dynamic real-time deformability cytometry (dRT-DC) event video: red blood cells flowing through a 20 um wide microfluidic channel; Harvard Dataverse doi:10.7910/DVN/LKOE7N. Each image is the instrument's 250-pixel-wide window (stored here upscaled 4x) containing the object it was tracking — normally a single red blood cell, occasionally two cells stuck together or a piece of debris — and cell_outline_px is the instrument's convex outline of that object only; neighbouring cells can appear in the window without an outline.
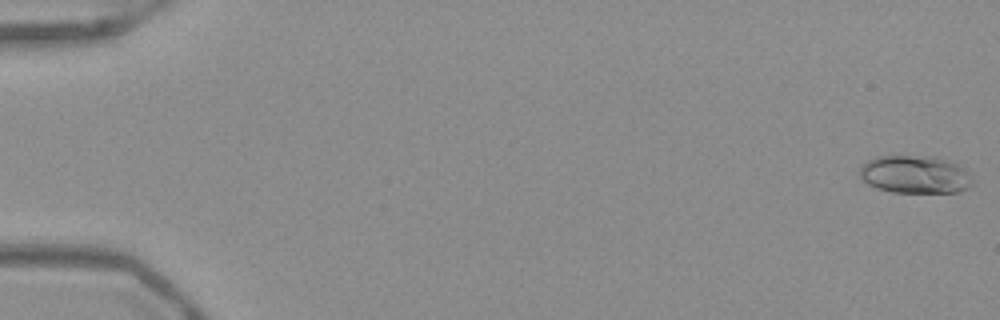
{"species": "Egyptian fruit bat (a non-hibernating species)", "species_latin": "Rousettus aegyptiacus", "temperature_condition": "warm", "stored_images_in_passage": 53, "camera_frame_rate_fps": 3000, "um_per_image_px": 0.085, "frame": {"image": 1, "passage_image": 1, "time_ms": 0.0, "image_size_px": [1000, 320], "cell_outline_px": [[972, 184], [968, 188], [956, 192], [892, 192], [876, 188], [868, 184], [860, 176], [860, 168], [868, 160], [876, 156], [896, 152], [936, 156], [952, 160], [964, 168], [972, 176]], "centroid_in_image_um": [77.78, 14.76], "position_along_channel_um": 7.2, "area_um2": 25.95}}
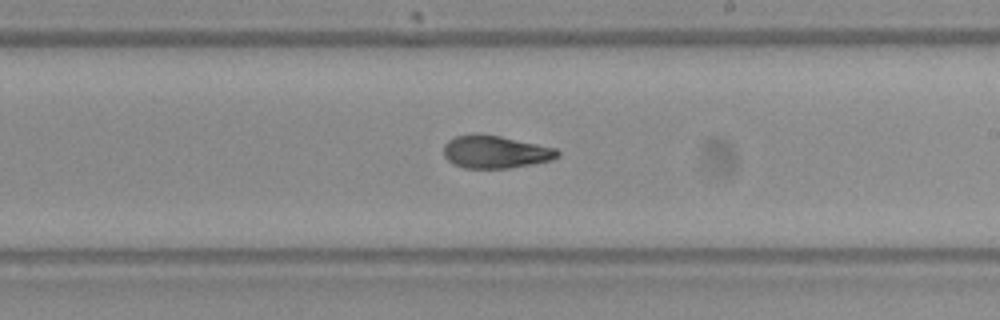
{"frame": {"image": 2, "passage_image": 32, "time_ms": 10.333, "image_size_px": [1000, 320], "cell_outline_px": [[560, 156], [552, 160], [508, 168], [464, 168], [452, 164], [444, 156], [444, 144], [448, 140], [456, 136], [476, 132], [480, 132], [500, 136], [556, 148], [560, 152]], "centroid_in_image_um": [42.08, 12.89], "position_along_channel_um": 246.9, "area_um2": 21.91}}
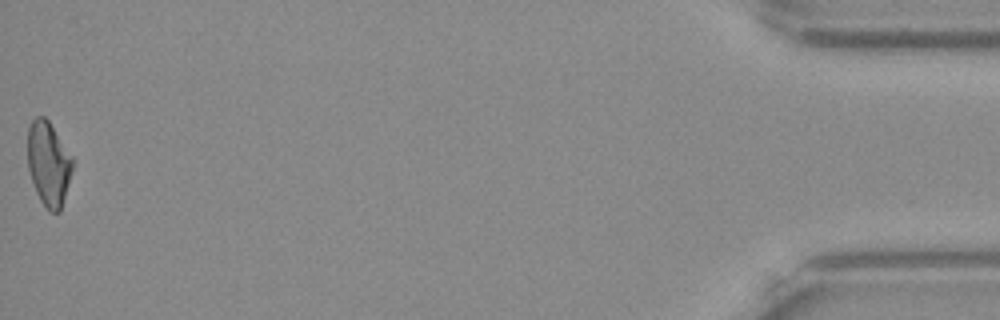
{"frame": {"image": 3, "passage_image": 53, "time_ms": 17.333, "image_size_px": [1000, 320], "cell_outline_px": [[72, 168], [68, 184], [60, 212], [48, 212], [40, 200], [36, 192], [28, 168], [28, 128], [32, 120], [36, 116], [44, 116], [48, 120], [72, 156]], "centroid_in_image_um": [4.11, 13.92], "position_along_channel_um": 431.1, "area_um2": 21.85}, "authors_computed_cell_mechanics": {"area_um2": 22.1374, "velocity_mm_per_s": 3.9406, "shape_relaxation_time_tau1_ms": null, "shape_relaxation_time_tau2_ms": 2.4663, "deformation_change_tau1": null, "deformation_change_tau2": 0.0893}}